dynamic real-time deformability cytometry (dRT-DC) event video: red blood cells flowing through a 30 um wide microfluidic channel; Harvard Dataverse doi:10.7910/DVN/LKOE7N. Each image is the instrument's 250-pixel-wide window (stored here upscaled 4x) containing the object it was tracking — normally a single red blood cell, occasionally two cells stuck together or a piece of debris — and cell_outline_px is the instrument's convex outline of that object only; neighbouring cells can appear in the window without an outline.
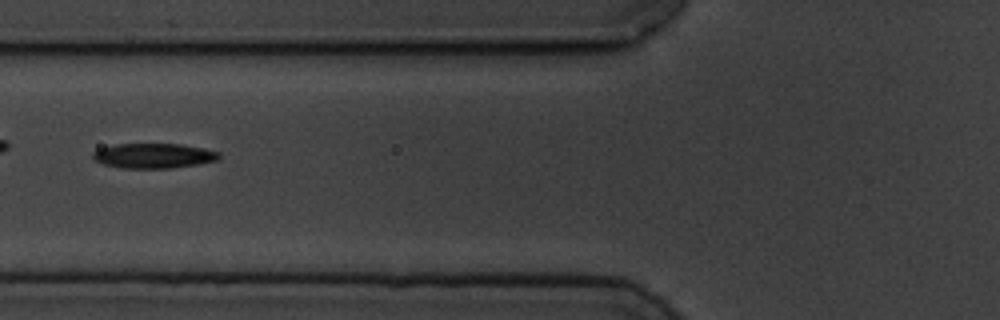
{"species": "common noctule bat (a hibernating species)", "species_latin": "Nyctalus noctula", "temperature_condition": "cold", "stored_images_in_passage": 11, "camera_frame_rate_fps": 3000, "um_per_image_px": 0.085, "animal": {"sex": "male", "body_mass_g": 19.5, "forearm_length_mm": 54.6}, "frame": {"image": 1, "passage_image": 7, "time_ms": 8.0, "image_size_px": [1000, 320], "cell_outline_px": [[220, 156], [216, 160], [196, 164], [168, 168], [124, 168], [104, 164], [92, 160], [92, 152], [100, 148], [116, 144], [180, 144], [204, 148], [220, 152]], "centroid_in_image_um": [13.02, 13.23], "position_along_channel_um": 112.8, "area_um2": 18.21}}
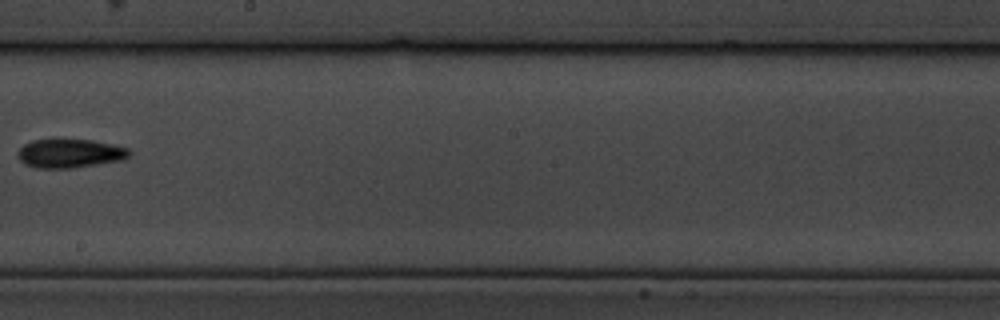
{"frame": {"image": 2, "passage_image": 10, "time_ms": 11.667, "image_size_px": [1000, 320], "cell_outline_px": [[132, 152], [128, 156], [120, 160], [72, 168], [36, 168], [24, 164], [16, 156], [16, 152], [24, 144], [32, 140], [52, 136], [92, 140], [128, 148]], "centroid_in_image_um": [5.84, 12.99], "position_along_channel_um": 242.4, "area_um2": 19.42}}
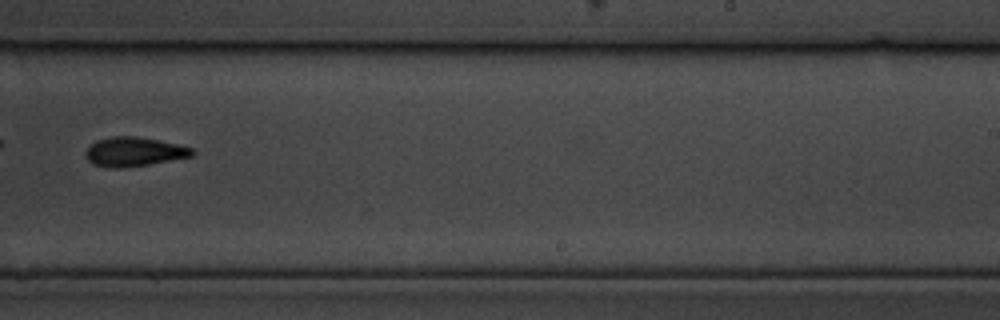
{"frame": {"image": 3, "passage_image": 11, "time_ms": 12.667, "image_size_px": [1000, 320], "cell_outline_px": [[196, 156], [148, 164], [120, 168], [108, 168], [92, 164], [84, 156], [84, 152], [96, 140], [112, 136], [132, 136], [156, 140], [176, 144], [192, 148], [196, 152]], "centroid_in_image_um": [11.38, 12.91], "position_along_channel_um": 277.6, "area_um2": 18.15}}